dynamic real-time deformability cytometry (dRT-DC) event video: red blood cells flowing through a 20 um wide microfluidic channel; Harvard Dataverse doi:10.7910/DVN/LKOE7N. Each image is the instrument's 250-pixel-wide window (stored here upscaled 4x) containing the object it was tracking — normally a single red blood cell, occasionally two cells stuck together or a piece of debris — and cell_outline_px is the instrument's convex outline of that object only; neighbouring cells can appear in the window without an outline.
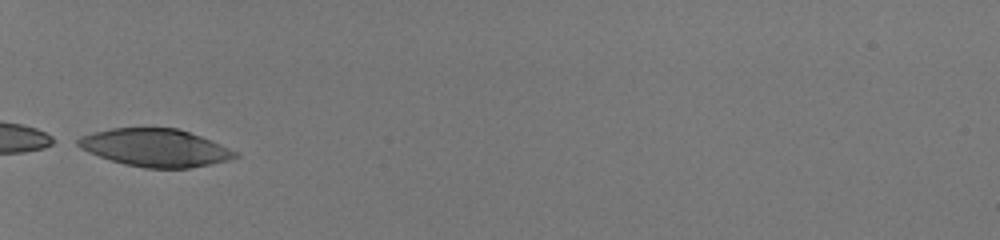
{"species": "human", "species_latin": "Homo sapiens", "temperature_condition": "room temperature", "stored_images_in_passage": 10, "camera_frame_rate_fps": 3000, "um_per_image_px": 0.085, "donor": {"sex": "male"}, "frame": {"image": 1, "passage_image": 1, "time_ms": 0.0, "image_size_px": [1000, 240], "cell_outline_px": [[240, 156], [228, 160], [212, 164], [188, 168], [144, 168], [124, 164], [88, 152], [80, 148], [76, 144], [76, 140], [80, 136], [92, 132], [112, 128], [176, 128], [200, 136], [236, 152]], "centroid_in_image_um": [13.15, 12.56], "position_along_channel_um": 71.9, "area_um2": 34.22}}
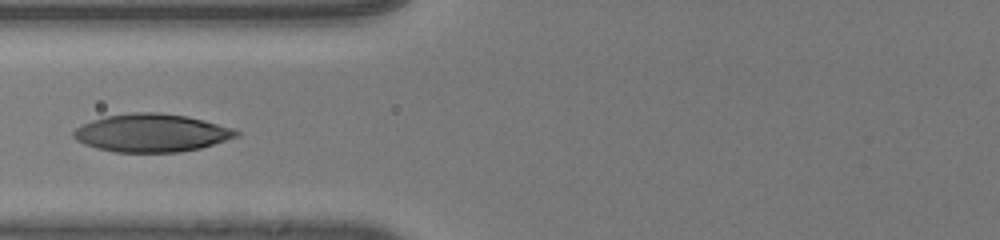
{"frame": {"image": 2, "passage_image": 5, "time_ms": 1.333, "image_size_px": [1000, 240], "cell_outline_px": [[240, 136], [200, 148], [180, 152], [112, 152], [96, 148], [84, 144], [76, 140], [72, 136], [72, 132], [76, 128], [92, 120], [104, 116], [132, 112], [156, 112], [184, 116], [204, 120], [232, 128], [240, 132]], "centroid_in_image_um": [12.86, 11.3], "position_along_channel_um": 112.9, "area_um2": 36.07}}
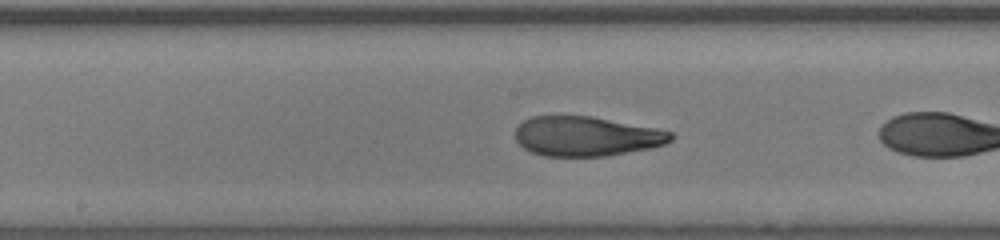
{"frame": {"image": 3, "passage_image": 9, "time_ms": 2.667, "image_size_px": [1000, 240], "cell_outline_px": [[672, 140], [664, 144], [652, 148], [604, 156], [544, 156], [532, 152], [524, 148], [516, 140], [516, 128], [524, 120], [532, 116], [592, 116], [656, 128], [672, 132]], "centroid_in_image_um": [49.84, 11.58], "position_along_channel_um": 198.4, "area_um2": 35.84}}